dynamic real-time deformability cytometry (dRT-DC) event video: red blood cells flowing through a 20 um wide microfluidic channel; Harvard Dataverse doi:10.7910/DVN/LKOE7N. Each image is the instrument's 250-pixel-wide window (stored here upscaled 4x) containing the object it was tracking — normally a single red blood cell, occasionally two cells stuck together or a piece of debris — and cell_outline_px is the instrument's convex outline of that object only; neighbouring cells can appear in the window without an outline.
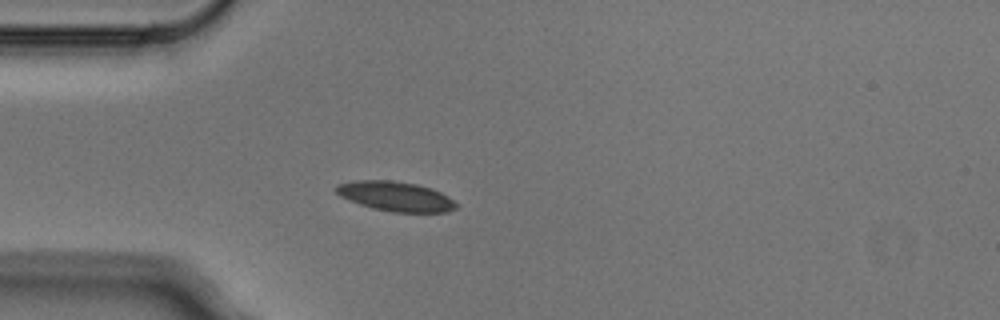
{"species": "Egyptian fruit bat (a non-hibernating species)", "species_latin": "Rousettus aegyptiacus", "temperature_condition": "cold", "stored_images_in_passage": 3, "camera_frame_rate_fps": 3000, "um_per_image_px": 0.085, "animal": {"sex": "male"}, "frame": {"image": 1, "passage_image": 3, "time_ms": 0.667, "image_size_px": [1000, 320], "cell_outline_px": [[456, 208], [448, 212], [392, 212], [372, 208], [360, 204], [340, 196], [336, 192], [336, 184], [356, 180], [392, 180], [416, 184], [432, 188], [448, 196], [456, 204]], "centroid_in_image_um": [33.62, 16.68], "position_along_channel_um": 51.4, "area_um2": 20.69}}